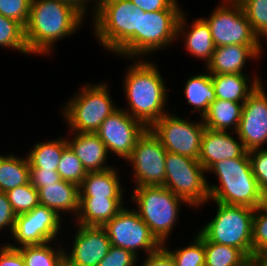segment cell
<instances>
[{"label": "cell", "mask_w": 267, "mask_h": 266, "mask_svg": "<svg viewBox=\"0 0 267 266\" xmlns=\"http://www.w3.org/2000/svg\"><path fill=\"white\" fill-rule=\"evenodd\" d=\"M85 18L57 0H32L24 35L29 54L49 55L53 44L78 30Z\"/></svg>", "instance_id": "6da1fadb"}, {"label": "cell", "mask_w": 267, "mask_h": 266, "mask_svg": "<svg viewBox=\"0 0 267 266\" xmlns=\"http://www.w3.org/2000/svg\"><path fill=\"white\" fill-rule=\"evenodd\" d=\"M140 59L128 67L123 83L131 117L140 120L147 128L169 110L166 84L154 62ZM137 62V63H136Z\"/></svg>", "instance_id": "7a4b0ae2"}, {"label": "cell", "mask_w": 267, "mask_h": 266, "mask_svg": "<svg viewBox=\"0 0 267 266\" xmlns=\"http://www.w3.org/2000/svg\"><path fill=\"white\" fill-rule=\"evenodd\" d=\"M206 172L214 173L220 182L208 183L209 202L256 209L266 201L253 174L248 151L242 157L218 161Z\"/></svg>", "instance_id": "3957f363"}, {"label": "cell", "mask_w": 267, "mask_h": 266, "mask_svg": "<svg viewBox=\"0 0 267 266\" xmlns=\"http://www.w3.org/2000/svg\"><path fill=\"white\" fill-rule=\"evenodd\" d=\"M135 8L130 0H97L93 12L97 42L127 59L135 58Z\"/></svg>", "instance_id": "277c9868"}, {"label": "cell", "mask_w": 267, "mask_h": 266, "mask_svg": "<svg viewBox=\"0 0 267 266\" xmlns=\"http://www.w3.org/2000/svg\"><path fill=\"white\" fill-rule=\"evenodd\" d=\"M132 193V201L137 204L136 212L156 239L162 245L166 244L178 220L181 204L190 205L164 186L136 187Z\"/></svg>", "instance_id": "5b68a950"}, {"label": "cell", "mask_w": 267, "mask_h": 266, "mask_svg": "<svg viewBox=\"0 0 267 266\" xmlns=\"http://www.w3.org/2000/svg\"><path fill=\"white\" fill-rule=\"evenodd\" d=\"M215 217L199 233L209 242L240 249L248 258L252 255V228L255 209L219 202Z\"/></svg>", "instance_id": "8992f818"}, {"label": "cell", "mask_w": 267, "mask_h": 266, "mask_svg": "<svg viewBox=\"0 0 267 266\" xmlns=\"http://www.w3.org/2000/svg\"><path fill=\"white\" fill-rule=\"evenodd\" d=\"M106 83L84 85L63 106V117L70 132L95 133L118 107L113 103Z\"/></svg>", "instance_id": "52a82bcc"}, {"label": "cell", "mask_w": 267, "mask_h": 266, "mask_svg": "<svg viewBox=\"0 0 267 266\" xmlns=\"http://www.w3.org/2000/svg\"><path fill=\"white\" fill-rule=\"evenodd\" d=\"M164 187L185 200L190 207H200L209 200L206 170L199 160L166 152Z\"/></svg>", "instance_id": "ba28073f"}, {"label": "cell", "mask_w": 267, "mask_h": 266, "mask_svg": "<svg viewBox=\"0 0 267 266\" xmlns=\"http://www.w3.org/2000/svg\"><path fill=\"white\" fill-rule=\"evenodd\" d=\"M133 11L135 14V59L168 47L178 39L177 27L182 10L144 12L137 7Z\"/></svg>", "instance_id": "9c48e42d"}, {"label": "cell", "mask_w": 267, "mask_h": 266, "mask_svg": "<svg viewBox=\"0 0 267 266\" xmlns=\"http://www.w3.org/2000/svg\"><path fill=\"white\" fill-rule=\"evenodd\" d=\"M209 18H203L210 26L215 47L226 45H262L253 32L250 22L238 0H223Z\"/></svg>", "instance_id": "30bf717a"}, {"label": "cell", "mask_w": 267, "mask_h": 266, "mask_svg": "<svg viewBox=\"0 0 267 266\" xmlns=\"http://www.w3.org/2000/svg\"><path fill=\"white\" fill-rule=\"evenodd\" d=\"M205 128L203 120L189 122V119L185 120L170 112L149 127L167 152L196 160L199 158Z\"/></svg>", "instance_id": "8fae6325"}, {"label": "cell", "mask_w": 267, "mask_h": 266, "mask_svg": "<svg viewBox=\"0 0 267 266\" xmlns=\"http://www.w3.org/2000/svg\"><path fill=\"white\" fill-rule=\"evenodd\" d=\"M103 228L111 245L131 251L138 257V250L151 254L162 247L135 209L124 207Z\"/></svg>", "instance_id": "7c38bea8"}, {"label": "cell", "mask_w": 267, "mask_h": 266, "mask_svg": "<svg viewBox=\"0 0 267 266\" xmlns=\"http://www.w3.org/2000/svg\"><path fill=\"white\" fill-rule=\"evenodd\" d=\"M166 152L159 139L147 128L126 159L134 170L133 181L137 187L164 185Z\"/></svg>", "instance_id": "4fadbf2b"}, {"label": "cell", "mask_w": 267, "mask_h": 266, "mask_svg": "<svg viewBox=\"0 0 267 266\" xmlns=\"http://www.w3.org/2000/svg\"><path fill=\"white\" fill-rule=\"evenodd\" d=\"M61 216L43 205L36 206L32 211L16 216L12 235L16 244H7L12 248L26 245H40L53 242L59 235Z\"/></svg>", "instance_id": "5bb4252c"}, {"label": "cell", "mask_w": 267, "mask_h": 266, "mask_svg": "<svg viewBox=\"0 0 267 266\" xmlns=\"http://www.w3.org/2000/svg\"><path fill=\"white\" fill-rule=\"evenodd\" d=\"M146 129L140 120L131 117L119 107L102 122L95 133L105 144L108 153L113 152L126 160Z\"/></svg>", "instance_id": "9a60e30c"}, {"label": "cell", "mask_w": 267, "mask_h": 266, "mask_svg": "<svg viewBox=\"0 0 267 266\" xmlns=\"http://www.w3.org/2000/svg\"><path fill=\"white\" fill-rule=\"evenodd\" d=\"M263 84L248 96L243 103L242 116L235 135L247 151L263 148L267 142V94Z\"/></svg>", "instance_id": "2e32d148"}, {"label": "cell", "mask_w": 267, "mask_h": 266, "mask_svg": "<svg viewBox=\"0 0 267 266\" xmlns=\"http://www.w3.org/2000/svg\"><path fill=\"white\" fill-rule=\"evenodd\" d=\"M76 226L72 251L65 252V266H98L111 247L106 230L98 226Z\"/></svg>", "instance_id": "e0dca14e"}, {"label": "cell", "mask_w": 267, "mask_h": 266, "mask_svg": "<svg viewBox=\"0 0 267 266\" xmlns=\"http://www.w3.org/2000/svg\"><path fill=\"white\" fill-rule=\"evenodd\" d=\"M246 152L247 150L240 138L238 137L236 140L229 131H215L205 128L198 160L207 171L218 161L239 158Z\"/></svg>", "instance_id": "ac0fdd59"}, {"label": "cell", "mask_w": 267, "mask_h": 266, "mask_svg": "<svg viewBox=\"0 0 267 266\" xmlns=\"http://www.w3.org/2000/svg\"><path fill=\"white\" fill-rule=\"evenodd\" d=\"M262 45H226L215 47L211 61L206 65L210 74H244L247 60L262 55Z\"/></svg>", "instance_id": "d6986e66"}, {"label": "cell", "mask_w": 267, "mask_h": 266, "mask_svg": "<svg viewBox=\"0 0 267 266\" xmlns=\"http://www.w3.org/2000/svg\"><path fill=\"white\" fill-rule=\"evenodd\" d=\"M73 139H67V144L77 155L87 172L105 171L111 168L106 164L107 149L96 133L72 132Z\"/></svg>", "instance_id": "ffe728a7"}, {"label": "cell", "mask_w": 267, "mask_h": 266, "mask_svg": "<svg viewBox=\"0 0 267 266\" xmlns=\"http://www.w3.org/2000/svg\"><path fill=\"white\" fill-rule=\"evenodd\" d=\"M195 20L196 21L192 22L193 24L190 26L191 30H188L186 25V15L184 12H182L178 22L177 37L185 36L184 45L186 50L192 56L198 59L200 58L201 60L203 59V61L206 62L205 65H207L211 61L213 52L215 50L210 26L203 18Z\"/></svg>", "instance_id": "44dd1931"}, {"label": "cell", "mask_w": 267, "mask_h": 266, "mask_svg": "<svg viewBox=\"0 0 267 266\" xmlns=\"http://www.w3.org/2000/svg\"><path fill=\"white\" fill-rule=\"evenodd\" d=\"M123 198L79 197V210L75 221L84 226L103 227L125 205Z\"/></svg>", "instance_id": "7402d4cb"}, {"label": "cell", "mask_w": 267, "mask_h": 266, "mask_svg": "<svg viewBox=\"0 0 267 266\" xmlns=\"http://www.w3.org/2000/svg\"><path fill=\"white\" fill-rule=\"evenodd\" d=\"M39 204L55 211L73 213L76 217L79 210V186L60 180L57 183L46 185L38 189ZM71 211V212H70Z\"/></svg>", "instance_id": "603a6c76"}, {"label": "cell", "mask_w": 267, "mask_h": 266, "mask_svg": "<svg viewBox=\"0 0 267 266\" xmlns=\"http://www.w3.org/2000/svg\"><path fill=\"white\" fill-rule=\"evenodd\" d=\"M255 77L250 83L246 74H211L216 99L244 103L248 96L259 86L261 79ZM249 79V80H248ZM249 83V84H248Z\"/></svg>", "instance_id": "cb8c5ba5"}, {"label": "cell", "mask_w": 267, "mask_h": 266, "mask_svg": "<svg viewBox=\"0 0 267 266\" xmlns=\"http://www.w3.org/2000/svg\"><path fill=\"white\" fill-rule=\"evenodd\" d=\"M118 170L87 172L79 186V197L124 198Z\"/></svg>", "instance_id": "d4e9b609"}, {"label": "cell", "mask_w": 267, "mask_h": 266, "mask_svg": "<svg viewBox=\"0 0 267 266\" xmlns=\"http://www.w3.org/2000/svg\"><path fill=\"white\" fill-rule=\"evenodd\" d=\"M243 103L216 99L210 104L208 111L201 118L206 128L215 131H229L234 133L238 129L242 116ZM234 127V128H233Z\"/></svg>", "instance_id": "484cf974"}, {"label": "cell", "mask_w": 267, "mask_h": 266, "mask_svg": "<svg viewBox=\"0 0 267 266\" xmlns=\"http://www.w3.org/2000/svg\"><path fill=\"white\" fill-rule=\"evenodd\" d=\"M184 94L188 104L198 110L201 118L206 114L210 104L216 100L211 74H198L186 80Z\"/></svg>", "instance_id": "4316f807"}, {"label": "cell", "mask_w": 267, "mask_h": 266, "mask_svg": "<svg viewBox=\"0 0 267 266\" xmlns=\"http://www.w3.org/2000/svg\"><path fill=\"white\" fill-rule=\"evenodd\" d=\"M29 182L30 164L27 156L0 155V192L6 193Z\"/></svg>", "instance_id": "83f0119b"}, {"label": "cell", "mask_w": 267, "mask_h": 266, "mask_svg": "<svg viewBox=\"0 0 267 266\" xmlns=\"http://www.w3.org/2000/svg\"><path fill=\"white\" fill-rule=\"evenodd\" d=\"M68 146L66 138L53 141L37 142L29 151L27 158L30 169H48L57 171L63 150Z\"/></svg>", "instance_id": "f1b7e54d"}, {"label": "cell", "mask_w": 267, "mask_h": 266, "mask_svg": "<svg viewBox=\"0 0 267 266\" xmlns=\"http://www.w3.org/2000/svg\"><path fill=\"white\" fill-rule=\"evenodd\" d=\"M49 243L19 247L25 266H65V248Z\"/></svg>", "instance_id": "f546056e"}, {"label": "cell", "mask_w": 267, "mask_h": 266, "mask_svg": "<svg viewBox=\"0 0 267 266\" xmlns=\"http://www.w3.org/2000/svg\"><path fill=\"white\" fill-rule=\"evenodd\" d=\"M205 266H243L249 258L238 248L209 242L204 238Z\"/></svg>", "instance_id": "4dcf8cb0"}, {"label": "cell", "mask_w": 267, "mask_h": 266, "mask_svg": "<svg viewBox=\"0 0 267 266\" xmlns=\"http://www.w3.org/2000/svg\"><path fill=\"white\" fill-rule=\"evenodd\" d=\"M189 244L178 250H169L165 244L162 247L173 257L176 266H205L204 237L197 232Z\"/></svg>", "instance_id": "1f68e13d"}, {"label": "cell", "mask_w": 267, "mask_h": 266, "mask_svg": "<svg viewBox=\"0 0 267 266\" xmlns=\"http://www.w3.org/2000/svg\"><path fill=\"white\" fill-rule=\"evenodd\" d=\"M0 46L19 50L24 55H29L25 41L24 27L17 21L0 14Z\"/></svg>", "instance_id": "d6a6232c"}, {"label": "cell", "mask_w": 267, "mask_h": 266, "mask_svg": "<svg viewBox=\"0 0 267 266\" xmlns=\"http://www.w3.org/2000/svg\"><path fill=\"white\" fill-rule=\"evenodd\" d=\"M6 194L16 216L30 212L39 205L38 190L31 182L13 188Z\"/></svg>", "instance_id": "836d02e7"}, {"label": "cell", "mask_w": 267, "mask_h": 266, "mask_svg": "<svg viewBox=\"0 0 267 266\" xmlns=\"http://www.w3.org/2000/svg\"><path fill=\"white\" fill-rule=\"evenodd\" d=\"M259 39L267 37V0H238ZM261 37V38H260Z\"/></svg>", "instance_id": "e575fe53"}, {"label": "cell", "mask_w": 267, "mask_h": 266, "mask_svg": "<svg viewBox=\"0 0 267 266\" xmlns=\"http://www.w3.org/2000/svg\"><path fill=\"white\" fill-rule=\"evenodd\" d=\"M57 172L62 180L76 184L77 186H80L82 180L87 175L86 169L69 146L62 152Z\"/></svg>", "instance_id": "d590c367"}, {"label": "cell", "mask_w": 267, "mask_h": 266, "mask_svg": "<svg viewBox=\"0 0 267 266\" xmlns=\"http://www.w3.org/2000/svg\"><path fill=\"white\" fill-rule=\"evenodd\" d=\"M267 251V201L257 207L253 216L252 254Z\"/></svg>", "instance_id": "8d00e7d4"}, {"label": "cell", "mask_w": 267, "mask_h": 266, "mask_svg": "<svg viewBox=\"0 0 267 266\" xmlns=\"http://www.w3.org/2000/svg\"><path fill=\"white\" fill-rule=\"evenodd\" d=\"M32 0H0V14L26 26Z\"/></svg>", "instance_id": "74e56055"}, {"label": "cell", "mask_w": 267, "mask_h": 266, "mask_svg": "<svg viewBox=\"0 0 267 266\" xmlns=\"http://www.w3.org/2000/svg\"><path fill=\"white\" fill-rule=\"evenodd\" d=\"M252 171L259 188L267 194V149L256 148L248 151Z\"/></svg>", "instance_id": "f35d334b"}, {"label": "cell", "mask_w": 267, "mask_h": 266, "mask_svg": "<svg viewBox=\"0 0 267 266\" xmlns=\"http://www.w3.org/2000/svg\"><path fill=\"white\" fill-rule=\"evenodd\" d=\"M137 259L139 258L131 251L111 245L98 266H137Z\"/></svg>", "instance_id": "ab89813d"}, {"label": "cell", "mask_w": 267, "mask_h": 266, "mask_svg": "<svg viewBox=\"0 0 267 266\" xmlns=\"http://www.w3.org/2000/svg\"><path fill=\"white\" fill-rule=\"evenodd\" d=\"M61 180L57 171L48 169H30V182L35 189L57 183Z\"/></svg>", "instance_id": "60d3db41"}, {"label": "cell", "mask_w": 267, "mask_h": 266, "mask_svg": "<svg viewBox=\"0 0 267 266\" xmlns=\"http://www.w3.org/2000/svg\"><path fill=\"white\" fill-rule=\"evenodd\" d=\"M136 7L144 12L159 10H182L176 0H130Z\"/></svg>", "instance_id": "b9f144b4"}, {"label": "cell", "mask_w": 267, "mask_h": 266, "mask_svg": "<svg viewBox=\"0 0 267 266\" xmlns=\"http://www.w3.org/2000/svg\"><path fill=\"white\" fill-rule=\"evenodd\" d=\"M16 214L9 202L8 196L5 192H0V230L7 227L9 231L13 232Z\"/></svg>", "instance_id": "7bdbcfd3"}, {"label": "cell", "mask_w": 267, "mask_h": 266, "mask_svg": "<svg viewBox=\"0 0 267 266\" xmlns=\"http://www.w3.org/2000/svg\"><path fill=\"white\" fill-rule=\"evenodd\" d=\"M0 247V266H25L21 251L18 248L9 247L1 244Z\"/></svg>", "instance_id": "ee69618b"}, {"label": "cell", "mask_w": 267, "mask_h": 266, "mask_svg": "<svg viewBox=\"0 0 267 266\" xmlns=\"http://www.w3.org/2000/svg\"><path fill=\"white\" fill-rule=\"evenodd\" d=\"M144 261L141 266H176L173 257L163 247L147 254Z\"/></svg>", "instance_id": "f6af8a7d"}, {"label": "cell", "mask_w": 267, "mask_h": 266, "mask_svg": "<svg viewBox=\"0 0 267 266\" xmlns=\"http://www.w3.org/2000/svg\"><path fill=\"white\" fill-rule=\"evenodd\" d=\"M59 2L65 3L71 7H73L74 9H76L84 18L85 15L87 14V9H88V5L87 2H93L92 0H57ZM95 2V6L94 8H96L97 5V0L94 1Z\"/></svg>", "instance_id": "bcb514c9"}, {"label": "cell", "mask_w": 267, "mask_h": 266, "mask_svg": "<svg viewBox=\"0 0 267 266\" xmlns=\"http://www.w3.org/2000/svg\"><path fill=\"white\" fill-rule=\"evenodd\" d=\"M249 261L253 266H267V251L252 254Z\"/></svg>", "instance_id": "7dc6e473"}, {"label": "cell", "mask_w": 267, "mask_h": 266, "mask_svg": "<svg viewBox=\"0 0 267 266\" xmlns=\"http://www.w3.org/2000/svg\"><path fill=\"white\" fill-rule=\"evenodd\" d=\"M243 266H253L252 263L250 261H248L247 263H245Z\"/></svg>", "instance_id": "c3c4849f"}]
</instances>
